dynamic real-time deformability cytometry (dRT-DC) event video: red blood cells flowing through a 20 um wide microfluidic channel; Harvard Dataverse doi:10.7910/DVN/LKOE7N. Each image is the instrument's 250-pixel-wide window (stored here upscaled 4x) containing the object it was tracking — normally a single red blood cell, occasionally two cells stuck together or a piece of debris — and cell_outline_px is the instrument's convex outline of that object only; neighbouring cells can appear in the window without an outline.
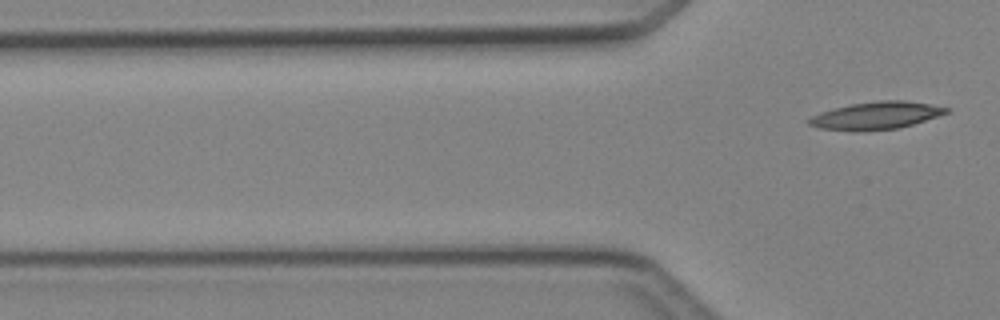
{"species": "Egyptian fruit bat (a non-hibernating species)", "species_latin": "Rousettus aegyptiacus", "temperature_condition": "cold", "stored_images_in_passage": 4, "segment_of_instrument_passage": [2, 2], "camera_frame_rate_fps": 3000, "um_per_image_px": 0.085, "animal": {"sex": "female"}, "frame": {"image": 1, "passage_image": 4, "time_ms": 3.667, "image_size_px": [1000, 320], "cell_outline_px": [[952, 108], [948, 112], [900, 128], [856, 132], [820, 128], [808, 124], [808, 120], [812, 116], [820, 112], [832, 108], [852, 104], [880, 100], [904, 100]], "centroid_in_image_um": [74.44, 9.83], "position_along_channel_um": 51.4, "area_um2": 21.96}}